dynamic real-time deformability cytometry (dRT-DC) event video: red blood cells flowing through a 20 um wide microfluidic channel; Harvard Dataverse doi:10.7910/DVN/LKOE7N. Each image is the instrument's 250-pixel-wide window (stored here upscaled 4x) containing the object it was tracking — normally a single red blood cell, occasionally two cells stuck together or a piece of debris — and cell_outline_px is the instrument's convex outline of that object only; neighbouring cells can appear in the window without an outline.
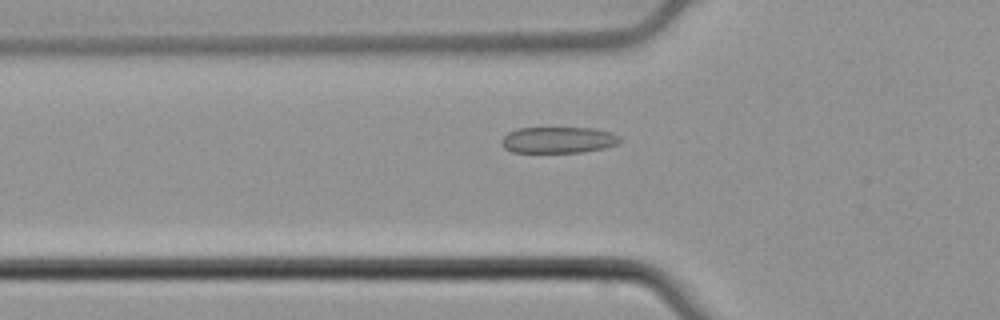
{"species": "common noctule bat (a hibernating species)", "species_latin": "Nyctalus noctula", "temperature_condition": "cold", "stored_images_in_passage": 33, "camera_frame_rate_fps": 3000, "um_per_image_px": 0.085, "animal": {"sex": "male", "body_mass_g": 21.5, "forearm_length_mm": 52.0}, "frame": {"image": 1, "passage_image": 4, "time_ms": 1.0, "image_size_px": [1000, 320], "cell_outline_px": [[624, 140], [620, 144], [604, 148], [580, 152], [512, 152], [504, 148], [500, 144], [500, 140], [508, 132], [516, 128], [592, 128], [612, 132], [620, 136]], "centroid_in_image_um": [47.48, 11.89], "position_along_channel_um": 78.3, "area_um2": 18.38}}
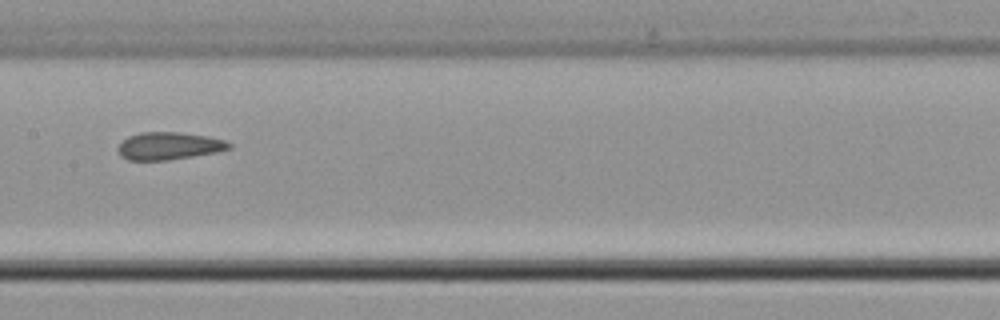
{"frame": {"image": 2, "passage_image": 13, "time_ms": 4.0, "image_size_px": [1000, 320], "cell_outline_px": [[232, 148], [216, 152], [168, 160], [128, 160], [120, 156], [116, 148], [128, 136], [140, 132], [180, 132], [208, 136], [224, 140], [232, 144]], "centroid_in_image_um": [14.35, 12.4], "position_along_channel_um": 193.1, "area_um2": 17.86}}
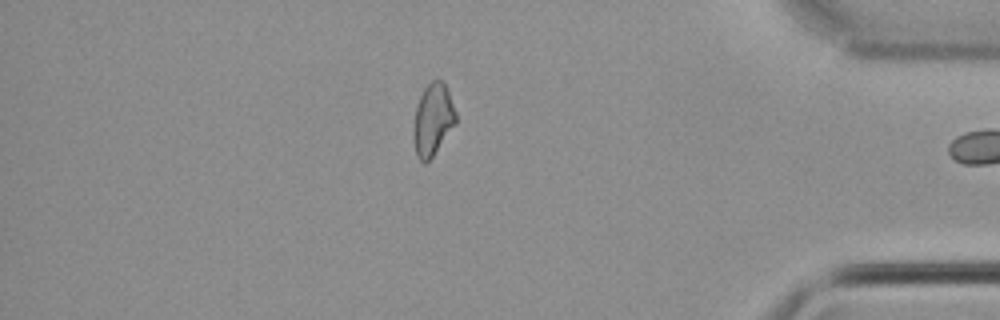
{"frame": {"image": 3, "passage_image": 32, "time_ms": 10.333, "image_size_px": [1000, 320], "cell_outline_px": [[456, 124], [432, 156], [424, 164], [416, 156], [412, 136], [412, 128], [416, 104], [424, 88], [432, 80], [440, 80], [444, 84], [448, 92], [456, 112]], "centroid_in_image_um": [36.76, 10.19], "position_along_channel_um": 398.4, "area_um2": 17.8}}